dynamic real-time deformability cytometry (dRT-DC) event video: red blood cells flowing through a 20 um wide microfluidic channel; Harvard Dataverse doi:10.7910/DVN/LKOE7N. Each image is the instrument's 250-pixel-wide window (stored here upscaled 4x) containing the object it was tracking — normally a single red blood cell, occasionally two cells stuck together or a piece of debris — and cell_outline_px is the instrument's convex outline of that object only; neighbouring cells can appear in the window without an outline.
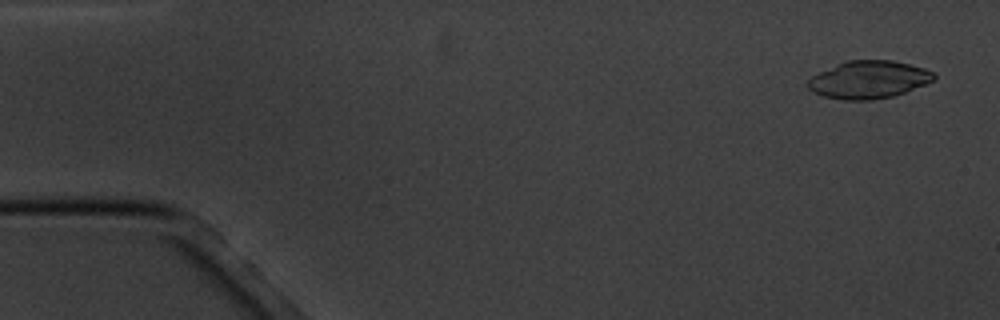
{"species": "common noctule bat (a hibernating species)", "species_latin": "Nyctalus noctula", "temperature_condition": "cold", "stored_images_in_passage": 4, "camera_frame_rate_fps": 3000, "um_per_image_px": 0.085, "animal": {"sex": "male", "body_mass_g": 20.1, "forearm_length_mm": 53.5}, "frame": {"image": 1, "passage_image": 1, "time_ms": 0.0, "image_size_px": [1000, 320], "cell_outline_px": [[936, 76], [932, 80], [924, 84], [904, 92], [892, 96], [872, 100], [844, 100], [824, 96], [808, 88], [808, 80], [812, 76], [820, 72], [848, 60], [892, 60], [924, 68], [932, 72]], "centroid_in_image_um": [73.83, 6.77], "position_along_channel_um": 11.2, "area_um2": 27.11}}